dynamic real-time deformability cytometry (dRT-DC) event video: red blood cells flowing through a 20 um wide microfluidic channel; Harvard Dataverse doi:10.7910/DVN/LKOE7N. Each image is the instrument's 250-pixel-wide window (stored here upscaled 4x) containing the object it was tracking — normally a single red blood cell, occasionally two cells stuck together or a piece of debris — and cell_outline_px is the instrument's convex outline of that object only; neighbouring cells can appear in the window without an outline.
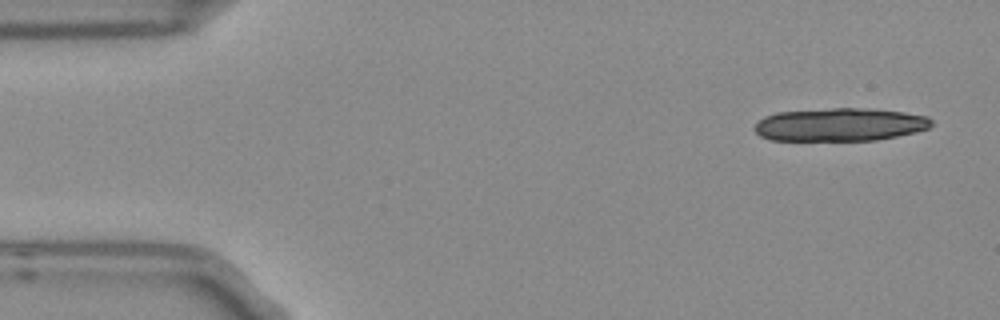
{"species": "Egyptian fruit bat (a non-hibernating species)", "species_latin": "Rousettus aegyptiacus", "temperature_condition": "room temperature", "stored_images_in_passage": 4, "segment_of_instrument_passage": [2, 2], "camera_frame_rate_fps": 3000, "um_per_image_px": 0.085, "frame": {"image": 1, "passage_image": 4, "time_ms": 1.0, "image_size_px": [1000, 320], "cell_outline_px": [[932, 124], [928, 128], [916, 132], [876, 140], [772, 140], [760, 136], [752, 128], [764, 116], [776, 112], [832, 108], [868, 108], [904, 112], [928, 116], [932, 120]], "centroid_in_image_um": [71.39, 10.58], "position_along_channel_um": 13.6, "area_um2": 34.16}}